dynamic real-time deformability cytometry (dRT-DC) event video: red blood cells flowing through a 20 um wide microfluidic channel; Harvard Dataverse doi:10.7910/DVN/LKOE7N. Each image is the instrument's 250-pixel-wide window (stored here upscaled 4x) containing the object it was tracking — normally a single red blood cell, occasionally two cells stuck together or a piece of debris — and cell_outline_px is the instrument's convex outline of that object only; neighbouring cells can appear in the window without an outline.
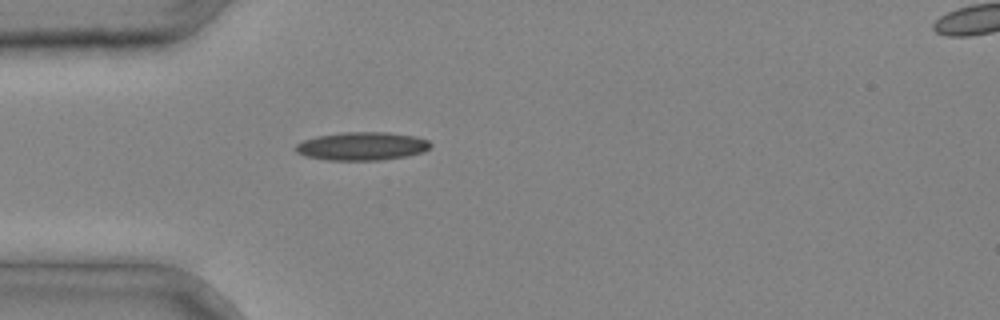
{"species": "common noctule bat (a hibernating species)", "species_latin": "Nyctalus noctula", "temperature_condition": "cold", "stored_images_in_passage": 3, "segment_of_instrument_passage": [1, 2], "camera_frame_rate_fps": 3000, "um_per_image_px": 0.085, "animal": {"sex": "male", "body_mass_g": 20.4}, "frame": {"image": 1, "passage_image": 2, "time_ms": 0.333, "image_size_px": [1000, 320], "cell_outline_px": [[432, 144], [424, 152], [408, 156], [380, 160], [328, 160], [304, 156], [296, 152], [296, 144], [304, 140], [316, 136], [344, 132], [388, 132], [416, 136], [428, 140]], "centroid_in_image_um": [30.78, 12.42], "position_along_channel_um": 54.2, "area_um2": 22.31}}